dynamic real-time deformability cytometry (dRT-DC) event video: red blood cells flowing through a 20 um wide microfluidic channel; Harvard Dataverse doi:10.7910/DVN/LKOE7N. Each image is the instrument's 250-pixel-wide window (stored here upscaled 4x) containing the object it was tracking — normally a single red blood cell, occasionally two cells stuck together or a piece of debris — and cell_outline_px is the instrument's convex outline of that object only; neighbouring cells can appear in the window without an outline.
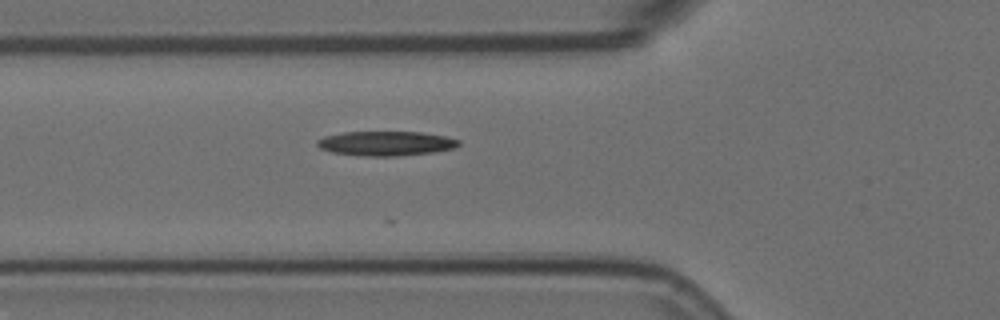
{"species": "Egyptian fruit bat (a non-hibernating species)", "species_latin": "Rousettus aegyptiacus", "temperature_condition": "room temperature", "stored_images_in_passage": 5, "camera_frame_rate_fps": 3000, "um_per_image_px": 0.085, "animal": {"sex": "female"}, "frame": {"image": 1, "passage_image": 5, "time_ms": 1.333, "image_size_px": [1000, 320], "cell_outline_px": [[460, 144], [456, 148], [432, 152], [396, 156], [368, 156], [332, 152], [320, 148], [316, 144], [316, 140], [324, 136], [344, 132], [420, 132], [444, 136], [460, 140]], "centroid_in_image_um": [32.8, 12.19], "position_along_channel_um": 93.0, "area_um2": 20.11}}